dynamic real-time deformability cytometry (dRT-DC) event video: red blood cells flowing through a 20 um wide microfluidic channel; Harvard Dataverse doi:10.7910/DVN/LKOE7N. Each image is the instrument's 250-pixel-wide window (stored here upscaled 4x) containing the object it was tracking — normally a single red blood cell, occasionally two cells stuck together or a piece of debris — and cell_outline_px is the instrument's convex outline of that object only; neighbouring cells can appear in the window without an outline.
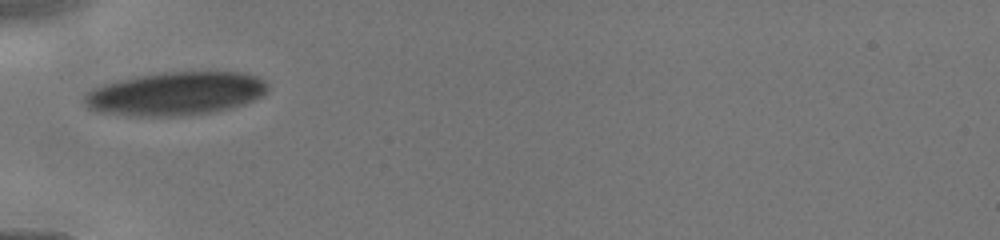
{"species": "human", "species_latin": "Homo sapiens", "temperature_condition": "cold", "stored_images_in_passage": 8, "camera_frame_rate_fps": 3000, "um_per_image_px": 0.085, "donor": {"sex": "male"}, "frame": {"image": 1, "passage_image": 1, "time_ms": 0.0, "image_size_px": [1000, 240], "cell_outline_px": [[268, 88], [260, 96], [244, 104], [232, 108], [212, 112], [184, 116], [132, 116], [100, 112], [88, 108], [84, 104], [84, 92], [100, 84], [136, 76], [164, 72], [244, 72], [256, 76], [264, 80], [268, 84]], "centroid_in_image_um": [14.88, 7.96], "position_along_channel_um": 70.1, "area_um2": 46.7}}